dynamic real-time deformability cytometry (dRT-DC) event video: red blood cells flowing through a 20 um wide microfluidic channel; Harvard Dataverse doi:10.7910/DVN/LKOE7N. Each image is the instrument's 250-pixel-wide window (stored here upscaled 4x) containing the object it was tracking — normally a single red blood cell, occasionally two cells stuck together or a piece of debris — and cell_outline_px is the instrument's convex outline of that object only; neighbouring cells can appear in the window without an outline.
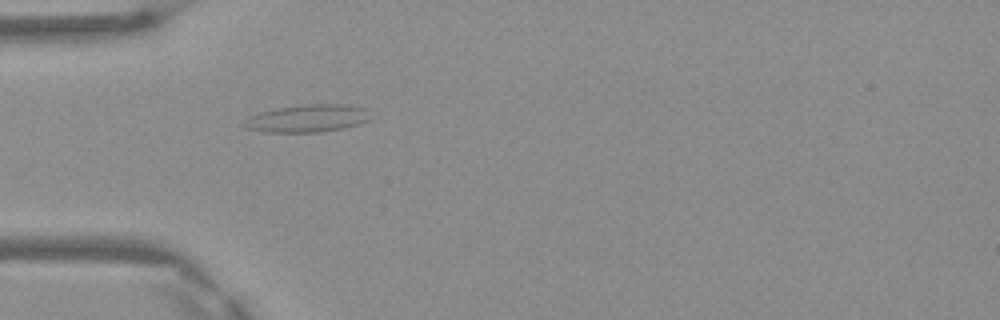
{"species": "Egyptian fruit bat (a non-hibernating species)", "species_latin": "Rousettus aegyptiacus", "temperature_condition": "warm", "stored_images_in_passage": 2, "camera_frame_rate_fps": 3000, "um_per_image_px": 0.085, "frame": {"image": 1, "passage_image": 2, "time_ms": 0.333, "image_size_px": [1000, 320], "cell_outline_px": [[368, 120], [344, 128], [320, 132], [268, 132], [244, 128], [240, 124], [248, 116], [260, 112], [276, 108], [304, 104], [344, 104], [364, 108]], "centroid_in_image_um": [26.02, 10.06], "position_along_channel_um": 59.0, "area_um2": 20.17}}